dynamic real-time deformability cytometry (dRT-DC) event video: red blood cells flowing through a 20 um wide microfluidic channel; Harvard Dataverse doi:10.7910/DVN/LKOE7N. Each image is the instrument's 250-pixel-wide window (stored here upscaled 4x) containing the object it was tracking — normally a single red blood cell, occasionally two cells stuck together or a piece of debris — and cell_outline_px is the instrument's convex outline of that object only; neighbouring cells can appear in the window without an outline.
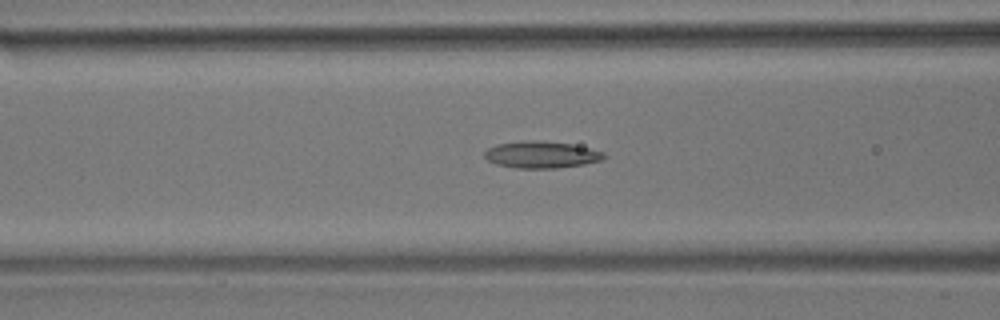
{"species": "common noctule bat (a hibernating species)", "species_latin": "Nyctalus noctula", "temperature_condition": "room temperature", "stored_images_in_passage": 41, "camera_frame_rate_fps": 3000, "um_per_image_px": 0.085, "animal": {"sex": "male", "body_mass_g": 17.9}, "frame": {"image": 1, "passage_image": 13, "time_ms": 4.0, "image_size_px": [1000, 320], "cell_outline_px": [[608, 156], [604, 160], [584, 164], [556, 168], [516, 168], [496, 164], [488, 160], [484, 156], [484, 152], [488, 148], [496, 144], [524, 140], [536, 140], [572, 144], [604, 152]], "centroid_in_image_um": [46.03, 13.14], "position_along_channel_um": 120.6, "area_um2": 18.79}}
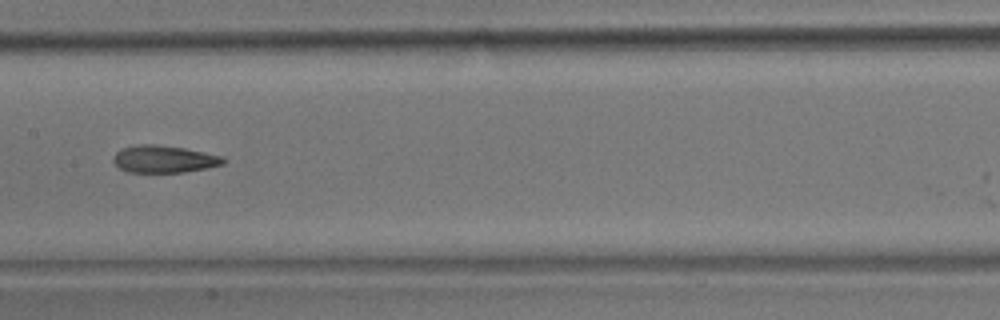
{"frame": {"image": 2, "passage_image": 19, "time_ms": 6.0, "image_size_px": [1000, 320], "cell_outline_px": [[228, 160], [224, 164], [184, 172], [128, 172], [120, 168], [112, 160], [116, 152], [124, 148], [140, 144], [152, 144], [184, 148], [220, 156]], "centroid_in_image_um": [13.93, 13.53], "position_along_channel_um": 193.5, "area_um2": 17.17}}
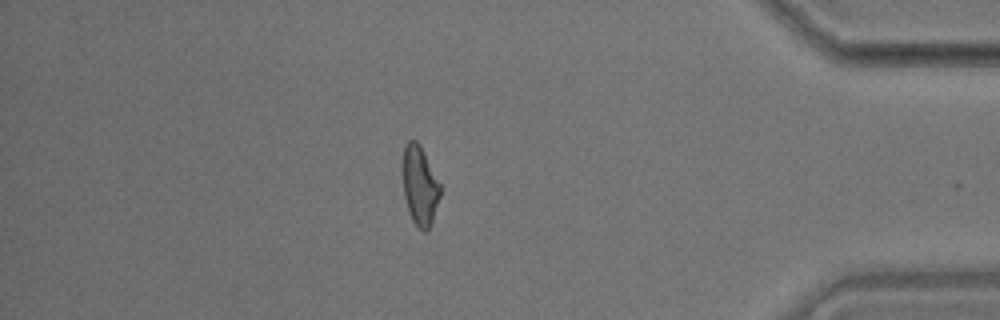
{"frame": {"image": 3, "passage_image": 39, "time_ms": 12.667, "image_size_px": [1000, 320], "cell_outline_px": [[440, 196], [432, 220], [428, 228], [424, 232], [412, 220], [404, 196], [404, 144], [408, 140], [416, 140], [420, 144], [440, 184]], "centroid_in_image_um": [35.69, 15.75], "position_along_channel_um": 399.5, "area_um2": 16.76}, "authors_computed_cell_mechanics": {"area_um2": 17.7446, "velocity_mm_per_s": 3.6435, "shape_relaxation_time_tau1_ms": 8.2438, "shape_relaxation_time_tau2_ms": 4.2118, "deformation_change_tau1": 0.2077, "deformation_change_tau2": 0.1334}}